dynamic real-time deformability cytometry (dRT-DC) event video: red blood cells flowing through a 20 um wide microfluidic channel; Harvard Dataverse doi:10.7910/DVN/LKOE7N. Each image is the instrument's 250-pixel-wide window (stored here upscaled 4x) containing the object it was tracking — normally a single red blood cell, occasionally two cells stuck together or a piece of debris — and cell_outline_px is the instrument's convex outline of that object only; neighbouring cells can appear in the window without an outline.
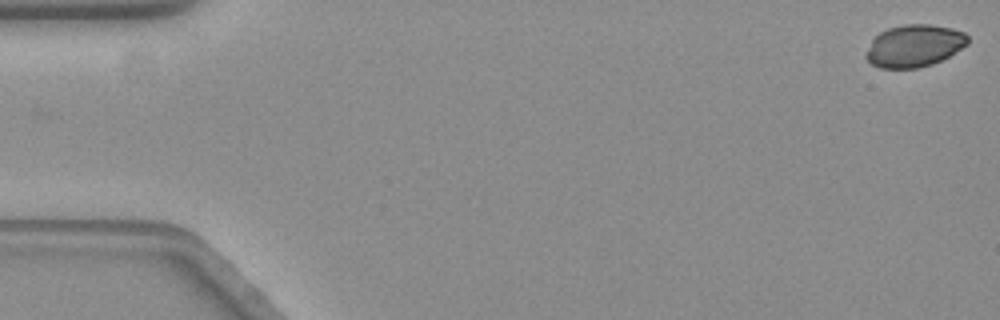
{"species": "common noctule bat (a hibernating species)", "species_latin": "Nyctalus noctula", "temperature_condition": "warm", "stored_images_in_passage": 5, "camera_frame_rate_fps": 3000, "um_per_image_px": 0.085, "animal": {"sex": "female", "body_mass_g": 19.3, "forearm_length_mm": 54.1}, "frame": {"image": 1, "passage_image": 1, "time_ms": 0.0, "image_size_px": [1000, 320], "cell_outline_px": [[968, 44], [948, 56], [932, 64], [916, 68], [880, 68], [872, 64], [864, 56], [872, 40], [880, 32], [888, 28], [904, 24], [928, 24], [952, 28], [964, 32], [968, 36]], "centroid_in_image_um": [77.71, 3.89], "position_along_channel_um": 7.3, "area_um2": 24.91}}